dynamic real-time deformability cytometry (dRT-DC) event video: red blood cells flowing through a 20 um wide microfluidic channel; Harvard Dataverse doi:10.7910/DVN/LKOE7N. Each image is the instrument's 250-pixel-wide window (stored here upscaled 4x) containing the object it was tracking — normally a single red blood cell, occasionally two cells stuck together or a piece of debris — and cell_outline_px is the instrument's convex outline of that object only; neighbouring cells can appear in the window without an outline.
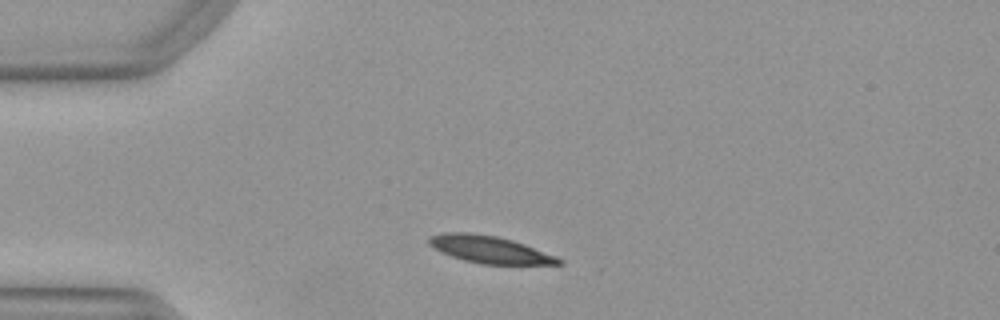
{"species": "Egyptian fruit bat (a non-hibernating species)", "species_latin": "Rousettus aegyptiacus", "temperature_condition": "warm", "stored_images_in_passage": 38, "camera_frame_rate_fps": 3000, "um_per_image_px": 0.085, "animal": {"sex": "female"}, "frame": {"image": 1, "passage_image": 5, "time_ms": 1.333, "image_size_px": [1000, 320], "cell_outline_px": [[564, 264], [480, 264], [464, 260], [452, 256], [428, 244], [428, 236], [444, 232], [468, 232], [496, 236], [512, 240], [524, 244], [556, 256], [564, 260]], "centroid_in_image_um": [41.63, 21.2], "position_along_channel_um": 43.4, "area_um2": 20.4}}
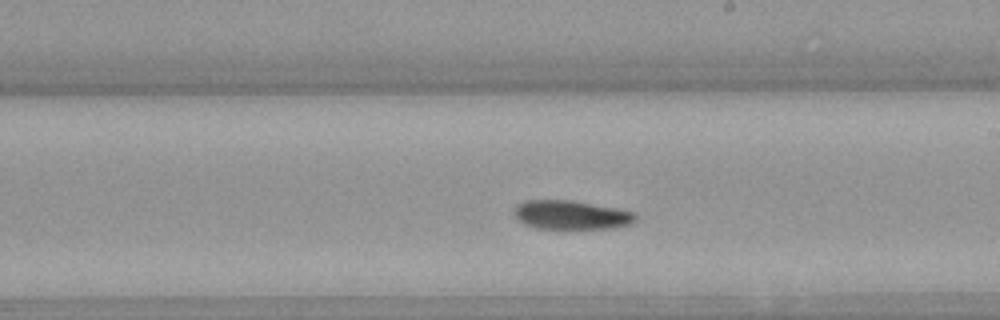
{"frame": {"image": 2, "passage_image": 22, "time_ms": 7.0, "image_size_px": [1000, 320], "cell_outline_px": [[636, 220], [628, 224], [616, 228], [536, 228], [524, 224], [516, 220], [512, 212], [516, 204], [524, 200], [568, 200], [616, 208], [636, 212]], "centroid_in_image_um": [48.49, 18.26], "position_along_channel_um": 240.5, "area_um2": 20.52}}
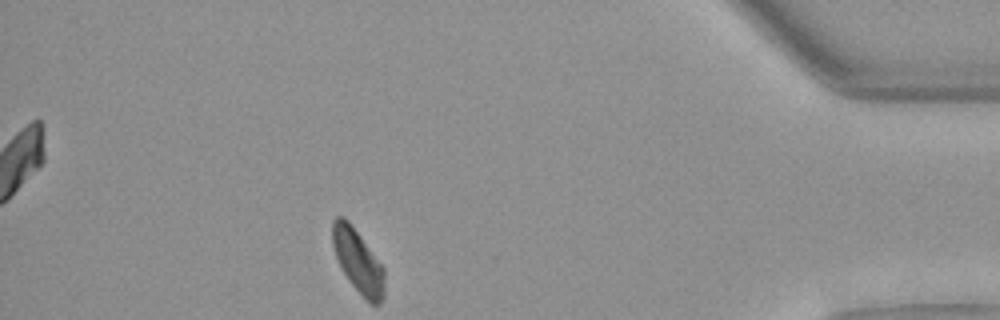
{"frame": {"image": 3, "passage_image": 38, "time_ms": 12.333, "image_size_px": [1000, 320], "cell_outline_px": [[384, 296], [380, 304], [372, 304], [348, 280], [336, 256], [332, 244], [332, 220], [336, 216], [344, 216], [348, 220], [384, 268]], "centroid_in_image_um": [30.42, 22.16], "position_along_channel_um": 404.8, "area_um2": 18.79}, "authors_computed_cell_mechanics": {"area_um2": 20.6635, "velocity_mm_per_s": 3.9474, "shape_relaxation_time_tau1_ms": 4.6739, "shape_relaxation_time_tau2_ms": null, "deformation_change_tau1": 0.1401, "deformation_change_tau2": null}}